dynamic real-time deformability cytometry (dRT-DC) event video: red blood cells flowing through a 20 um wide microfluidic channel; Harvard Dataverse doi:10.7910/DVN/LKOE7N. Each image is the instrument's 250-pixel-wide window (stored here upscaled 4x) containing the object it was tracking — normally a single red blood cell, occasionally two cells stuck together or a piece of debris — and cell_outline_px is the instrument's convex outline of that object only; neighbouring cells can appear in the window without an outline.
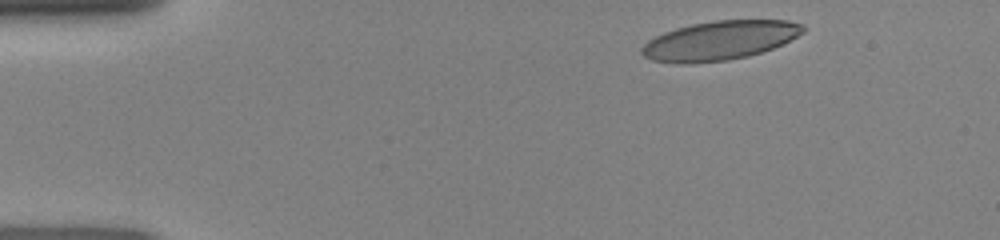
{"species": "human", "species_latin": "Homo sapiens", "temperature_condition": "room temperature", "stored_images_in_passage": 43, "camera_frame_rate_fps": 3000, "um_per_image_px": 0.085, "donor": {"sex": "female"}, "frame": {"image": 1, "passage_image": 2, "time_ms": 0.333, "image_size_px": [1000, 240], "cell_outline_px": [[808, 28], [804, 32], [772, 48], [748, 56], [728, 60], [688, 64], [676, 64], [652, 60], [644, 56], [640, 52], [640, 48], [648, 40], [664, 32], [676, 28], [692, 24], [716, 20], [788, 20], [804, 24]], "centroid_in_image_um": [61.15, 3.44], "position_along_channel_um": 23.8, "area_um2": 36.82}}
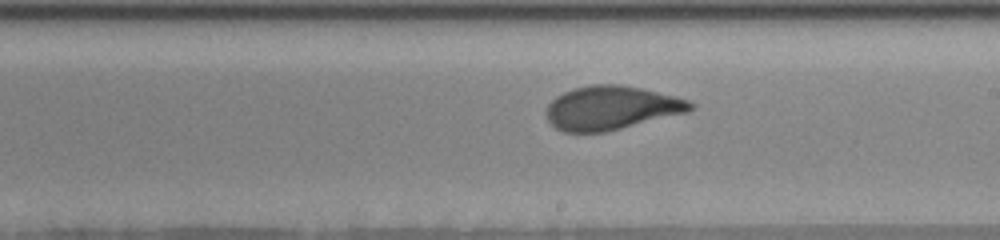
{"frame": {"image": 2, "passage_image": 23, "time_ms": 7.333, "image_size_px": [1000, 240], "cell_outline_px": [[696, 104], [688, 112], [604, 132], [564, 132], [556, 128], [548, 120], [548, 104], [556, 96], [572, 88], [592, 84], [620, 84], [640, 88], [676, 96], [688, 100]], "centroid_in_image_um": [51.97, 9.16], "position_along_channel_um": 237.0, "area_um2": 36.53}}
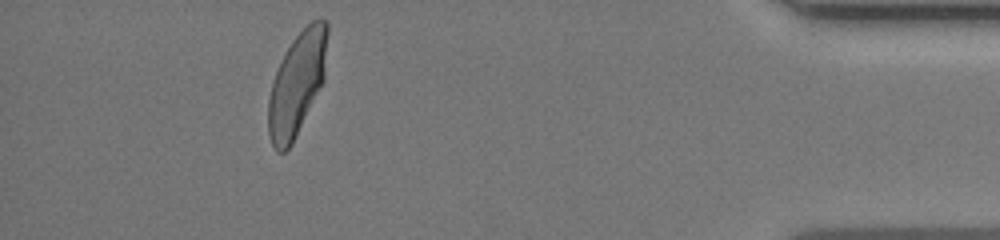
{"frame": {"image": 3, "passage_image": 39, "time_ms": 12.667, "image_size_px": [1000, 240], "cell_outline_px": [[328, 36], [324, 80], [292, 144], [284, 152], [276, 152], [272, 144], [268, 132], [268, 100], [272, 84], [276, 72], [292, 40], [312, 20], [320, 16], [328, 24]], "centroid_in_image_um": [25.26, 7.11], "position_along_channel_um": 409.9, "area_um2": 35.26}}